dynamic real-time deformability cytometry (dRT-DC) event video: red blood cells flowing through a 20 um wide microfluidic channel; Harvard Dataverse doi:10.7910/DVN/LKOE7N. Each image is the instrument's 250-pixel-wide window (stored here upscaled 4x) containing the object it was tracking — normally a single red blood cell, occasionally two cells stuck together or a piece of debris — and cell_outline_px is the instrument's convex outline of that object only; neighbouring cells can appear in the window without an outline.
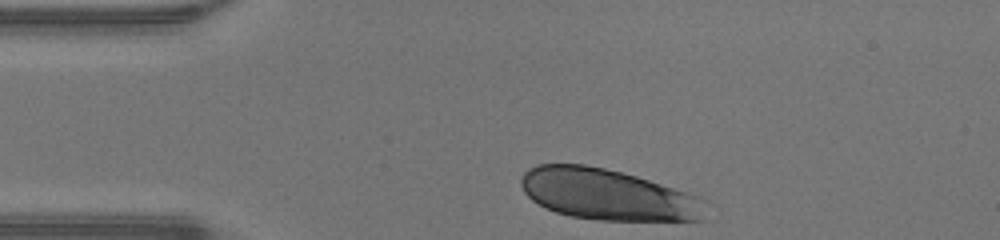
{"species": "human", "species_latin": "Homo sapiens", "temperature_condition": "warm", "stored_images_in_passage": 29, "camera_frame_rate_fps": 3000, "um_per_image_px": 0.085, "donor": {"sex": "male"}, "frame": {"image": 1, "passage_image": 1, "time_ms": 0.0, "image_size_px": [1000, 240], "cell_outline_px": [[704, 220], [596, 220], [572, 216], [556, 212], [544, 208], [532, 200], [524, 192], [520, 184], [520, 180], [524, 172], [528, 168], [536, 164], [584, 164], [604, 168], [636, 176], [684, 192], [692, 196]], "centroid_in_image_um": [51.43, 16.52], "position_along_channel_um": 33.6, "area_um2": 53.58}}